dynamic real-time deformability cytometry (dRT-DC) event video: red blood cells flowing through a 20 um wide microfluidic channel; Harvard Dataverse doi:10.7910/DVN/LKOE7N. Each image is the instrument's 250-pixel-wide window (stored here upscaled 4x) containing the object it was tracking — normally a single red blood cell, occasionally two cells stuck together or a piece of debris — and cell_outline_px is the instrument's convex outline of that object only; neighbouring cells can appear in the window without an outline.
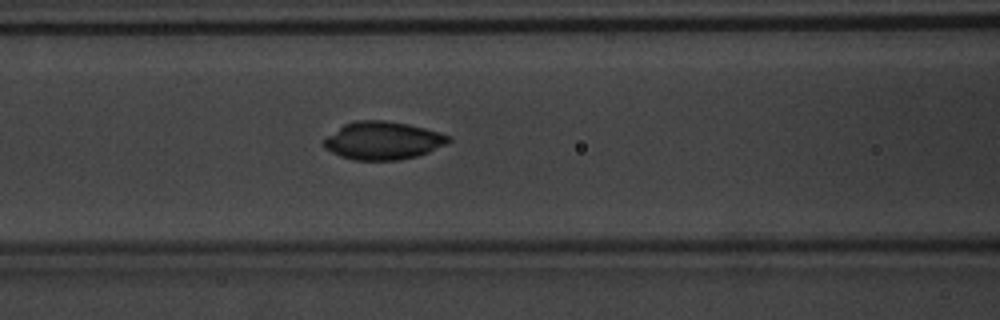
{"species": "common noctule bat (a hibernating species)", "species_latin": "Nyctalus noctula", "temperature_condition": "warm", "stored_images_in_passage": 13, "camera_frame_rate_fps": 3000, "um_per_image_px": 0.085, "animal": {"sex": "male", "body_mass_g": 20.1, "forearm_length_mm": 53.5}, "frame": {"image": 1, "passage_image": 10, "time_ms": 3.0, "image_size_px": [1000, 320], "cell_outline_px": [[452, 140], [448, 144], [428, 152], [416, 156], [400, 160], [352, 160], [340, 156], [324, 148], [320, 144], [328, 136], [344, 124], [356, 120], [384, 120], [408, 124], [440, 132], [452, 136]], "centroid_in_image_um": [32.56, 11.95], "position_along_channel_um": 134.0, "area_um2": 27.74}}